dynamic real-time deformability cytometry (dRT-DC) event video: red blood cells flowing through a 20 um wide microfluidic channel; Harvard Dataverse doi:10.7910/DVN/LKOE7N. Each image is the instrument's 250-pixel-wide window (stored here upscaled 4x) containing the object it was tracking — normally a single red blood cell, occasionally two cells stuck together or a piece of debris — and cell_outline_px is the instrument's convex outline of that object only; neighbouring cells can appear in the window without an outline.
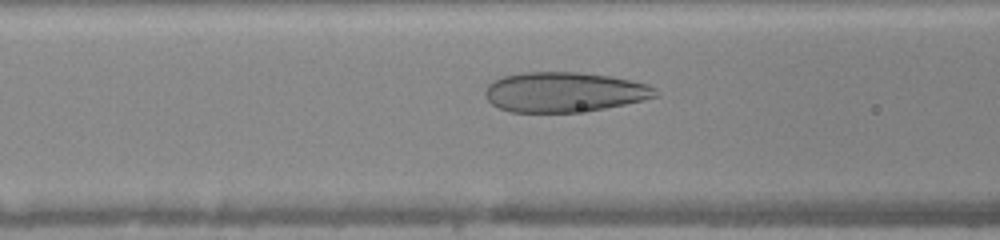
{"species": "human", "species_latin": "Homo sapiens", "temperature_condition": "warm", "stored_images_in_passage": 35, "camera_frame_rate_fps": 3000, "um_per_image_px": 0.085, "donor": {"sex": "female"}, "frame": {"image": 1, "passage_image": 10, "time_ms": 3.0, "image_size_px": [1000, 240], "cell_outline_px": [[660, 96], [644, 100], [604, 108], [576, 112], [508, 112], [492, 104], [488, 100], [484, 92], [488, 84], [492, 80], [504, 76], [524, 72], [576, 72], [612, 76], [632, 80], [648, 84], [656, 88]], "centroid_in_image_um": [47.98, 7.82], "position_along_channel_um": 118.6, "area_um2": 39.82}}
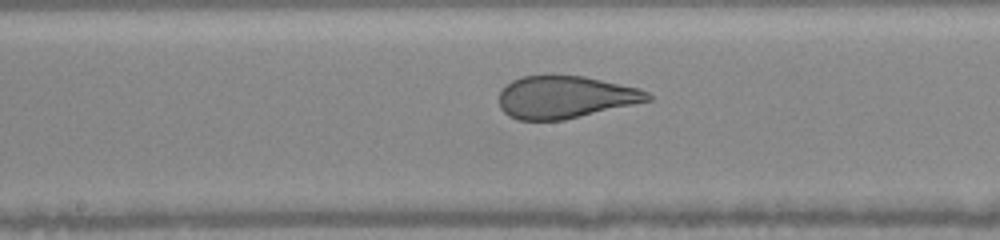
{"frame": {"image": 2, "passage_image": 16, "time_ms": 5.0, "image_size_px": [1000, 240], "cell_outline_px": [[652, 100], [564, 120], [520, 120], [508, 116], [500, 108], [500, 92], [504, 84], [512, 80], [524, 76], [584, 76], [640, 88], [648, 92], [652, 96]], "centroid_in_image_um": [48.04, 8.26], "position_along_channel_um": 200.2, "area_um2": 36.7}}
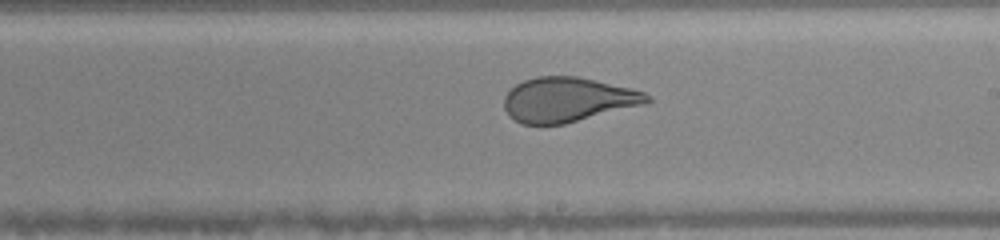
{"frame": {"image": 3, "passage_image": 19, "time_ms": 6.0, "image_size_px": [1000, 240], "cell_outline_px": [[652, 100], [644, 104], [564, 124], [520, 124], [504, 108], [504, 96], [516, 84], [524, 80], [536, 76], [576, 76], [596, 80], [632, 88], [644, 92], [652, 96]], "centroid_in_image_um": [48.28, 8.46], "position_along_channel_um": 240.7, "area_um2": 36.99}, "authors_computed_cell_mechanics": {"area_um2": 40.9802, "velocity_mm_per_s": 4.0676, "shape_relaxation_time_tau1_ms": 8.3944, "shape_relaxation_time_tau2_ms": 0.7073, "deformation_change_tau1": 0.2637, "deformation_change_tau2": 0.0821}}